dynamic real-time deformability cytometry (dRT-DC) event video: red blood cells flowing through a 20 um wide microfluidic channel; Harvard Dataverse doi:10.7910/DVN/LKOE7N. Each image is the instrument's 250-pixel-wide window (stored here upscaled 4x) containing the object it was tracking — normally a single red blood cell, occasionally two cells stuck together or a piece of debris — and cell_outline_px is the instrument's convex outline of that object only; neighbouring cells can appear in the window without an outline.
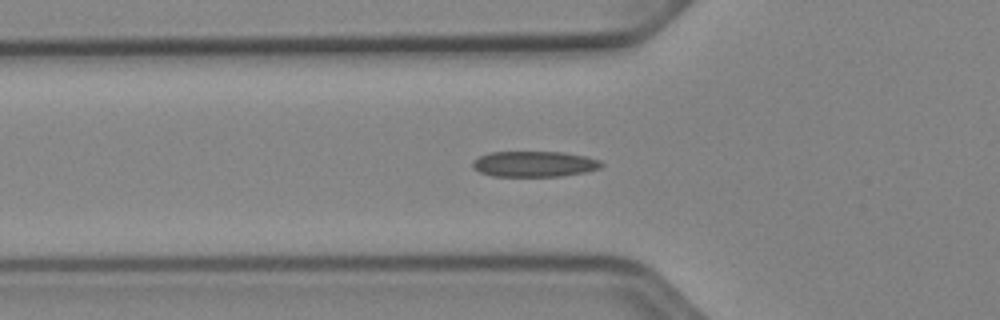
{"species": "Egyptian fruit bat (a non-hibernating species)", "species_latin": "Rousettus aegyptiacus", "temperature_condition": "cold", "stored_images_in_passage": 40, "camera_frame_rate_fps": 3000, "um_per_image_px": 0.085, "animal": {"sex": "female"}, "frame": {"image": 1, "passage_image": 6, "time_ms": 1.667, "image_size_px": [1000, 320], "cell_outline_px": [[604, 164], [600, 168], [584, 172], [560, 176], [492, 176], [480, 172], [472, 168], [472, 160], [488, 152], [564, 152], [584, 156], [600, 160]], "centroid_in_image_um": [45.38, 13.93], "position_along_channel_um": 80.4, "area_um2": 19.31}}
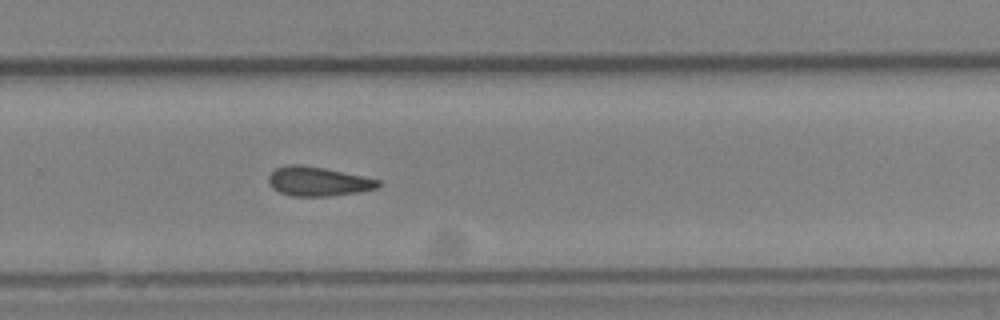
{"frame": {"image": 2, "passage_image": 23, "time_ms": 7.333, "image_size_px": [1000, 320], "cell_outline_px": [[380, 184], [376, 188], [360, 192], [328, 196], [292, 196], [280, 192], [272, 188], [268, 184], [268, 176], [276, 168], [288, 164], [300, 164], [324, 168], [380, 180]], "centroid_in_image_um": [26.99, 15.42], "position_along_channel_um": 302.8, "area_um2": 18.61}}
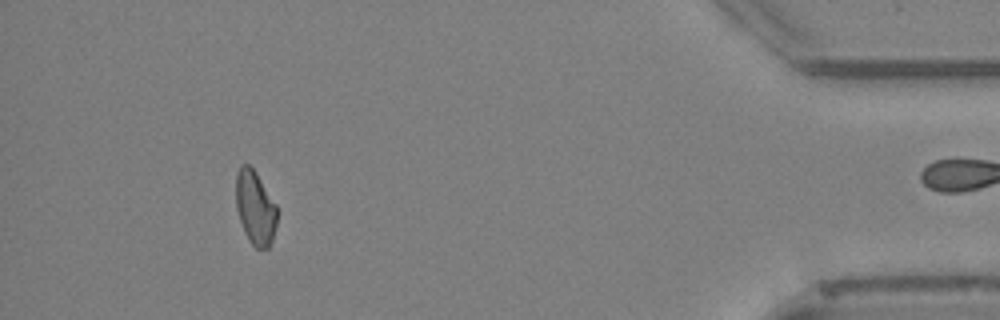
{"frame": {"image": 3, "passage_image": 36, "time_ms": 11.667, "image_size_px": [1000, 320], "cell_outline_px": [[276, 224], [272, 240], [268, 248], [256, 248], [252, 244], [244, 232], [236, 208], [236, 172], [240, 164], [248, 164], [256, 172], [276, 204]], "centroid_in_image_um": [21.67, 17.63], "position_along_channel_um": 413.5, "area_um2": 17.63}}